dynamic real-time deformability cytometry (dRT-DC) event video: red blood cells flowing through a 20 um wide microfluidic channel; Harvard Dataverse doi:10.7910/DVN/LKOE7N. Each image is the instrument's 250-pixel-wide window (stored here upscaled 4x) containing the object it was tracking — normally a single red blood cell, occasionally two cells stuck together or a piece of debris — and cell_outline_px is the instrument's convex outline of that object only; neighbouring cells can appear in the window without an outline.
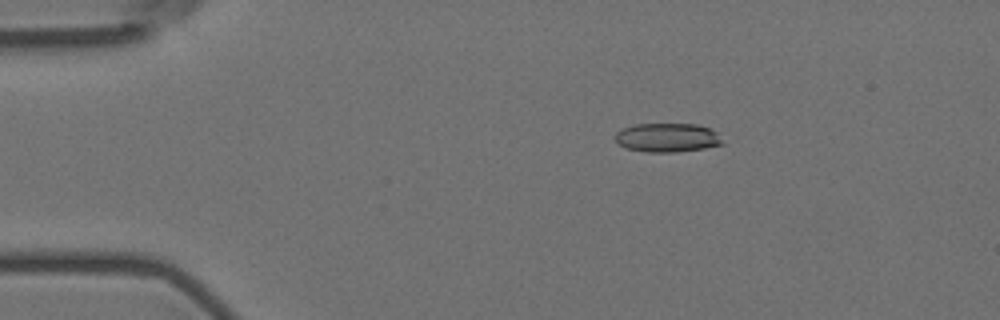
{"species": "Egyptian fruit bat (a non-hibernating species)", "species_latin": "Rousettus aegyptiacus", "temperature_condition": "room temperature", "stored_images_in_passage": 3, "camera_frame_rate_fps": 3000, "um_per_image_px": 0.085, "animal": {"sex": "female"}, "frame": {"image": 1, "passage_image": 1, "time_ms": 0.0, "image_size_px": [1000, 320], "cell_outline_px": [[724, 144], [704, 148], [676, 152], [644, 152], [624, 148], [612, 136], [620, 128], [636, 124], [696, 124], [708, 128], [716, 132]], "centroid_in_image_um": [56.66, 11.7], "position_along_channel_um": 28.3, "area_um2": 18.21}}